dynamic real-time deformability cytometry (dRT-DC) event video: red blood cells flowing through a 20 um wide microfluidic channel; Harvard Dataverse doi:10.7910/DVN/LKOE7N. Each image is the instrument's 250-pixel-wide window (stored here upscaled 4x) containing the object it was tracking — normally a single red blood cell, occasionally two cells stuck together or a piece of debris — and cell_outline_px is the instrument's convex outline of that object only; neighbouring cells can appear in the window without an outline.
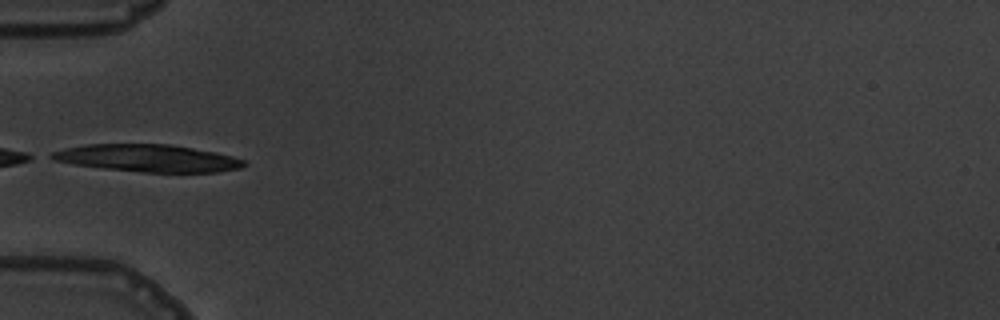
{"species": "common noctule bat (a hibernating species)", "species_latin": "Nyctalus noctula", "temperature_condition": "warm", "stored_images_in_passage": 5, "camera_frame_rate_fps": 3000, "um_per_image_px": 0.085, "animal": {"sex": "male", "body_mass_g": 19.5, "forearm_length_mm": 54.6}, "frame": {"image": 1, "passage_image": 5, "time_ms": 4.667, "image_size_px": [1000, 320], "cell_outline_px": [[248, 164], [240, 168], [216, 172], [144, 172], [104, 168], [72, 164], [52, 160], [44, 156], [52, 152], [64, 148], [88, 144], [168, 144], [216, 152], [232, 156], [244, 160]], "centroid_in_image_um": [12.51, 13.44], "position_along_channel_um": 72.5, "area_um2": 30.63}}